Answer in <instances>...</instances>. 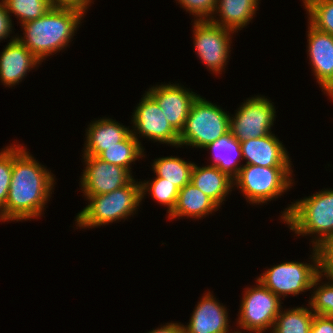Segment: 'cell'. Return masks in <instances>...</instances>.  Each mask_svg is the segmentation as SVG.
<instances>
[{
	"label": "cell",
	"instance_id": "4316f807",
	"mask_svg": "<svg viewBox=\"0 0 333 333\" xmlns=\"http://www.w3.org/2000/svg\"><path fill=\"white\" fill-rule=\"evenodd\" d=\"M7 12L15 14L21 25L42 17L53 6L49 0H3Z\"/></svg>",
	"mask_w": 333,
	"mask_h": 333
},
{
	"label": "cell",
	"instance_id": "4fadbf2b",
	"mask_svg": "<svg viewBox=\"0 0 333 333\" xmlns=\"http://www.w3.org/2000/svg\"><path fill=\"white\" fill-rule=\"evenodd\" d=\"M169 84L151 87L147 92L157 101L173 129L180 134L198 95L179 84Z\"/></svg>",
	"mask_w": 333,
	"mask_h": 333
},
{
	"label": "cell",
	"instance_id": "f546056e",
	"mask_svg": "<svg viewBox=\"0 0 333 333\" xmlns=\"http://www.w3.org/2000/svg\"><path fill=\"white\" fill-rule=\"evenodd\" d=\"M6 149V150H5ZM13 146L0 152V212L4 209L12 179Z\"/></svg>",
	"mask_w": 333,
	"mask_h": 333
},
{
	"label": "cell",
	"instance_id": "9a60e30c",
	"mask_svg": "<svg viewBox=\"0 0 333 333\" xmlns=\"http://www.w3.org/2000/svg\"><path fill=\"white\" fill-rule=\"evenodd\" d=\"M244 165L261 167H292L289 154L274 134L247 139L240 142Z\"/></svg>",
	"mask_w": 333,
	"mask_h": 333
},
{
	"label": "cell",
	"instance_id": "d6a6232c",
	"mask_svg": "<svg viewBox=\"0 0 333 333\" xmlns=\"http://www.w3.org/2000/svg\"><path fill=\"white\" fill-rule=\"evenodd\" d=\"M309 333H333V317L314 314Z\"/></svg>",
	"mask_w": 333,
	"mask_h": 333
},
{
	"label": "cell",
	"instance_id": "3957f363",
	"mask_svg": "<svg viewBox=\"0 0 333 333\" xmlns=\"http://www.w3.org/2000/svg\"><path fill=\"white\" fill-rule=\"evenodd\" d=\"M308 197L285 208L281 218L295 234H316L312 241L316 248L333 235V190H321Z\"/></svg>",
	"mask_w": 333,
	"mask_h": 333
},
{
	"label": "cell",
	"instance_id": "ac0fdd59",
	"mask_svg": "<svg viewBox=\"0 0 333 333\" xmlns=\"http://www.w3.org/2000/svg\"><path fill=\"white\" fill-rule=\"evenodd\" d=\"M131 130L110 118L93 121L86 131V143L83 155L98 157L109 147L123 141Z\"/></svg>",
	"mask_w": 333,
	"mask_h": 333
},
{
	"label": "cell",
	"instance_id": "52a82bcc",
	"mask_svg": "<svg viewBox=\"0 0 333 333\" xmlns=\"http://www.w3.org/2000/svg\"><path fill=\"white\" fill-rule=\"evenodd\" d=\"M312 255L314 265L296 261L284 262L268 269L257 280L279 298L288 294L298 295L312 287L315 289L323 275L319 272L317 248L313 247Z\"/></svg>",
	"mask_w": 333,
	"mask_h": 333
},
{
	"label": "cell",
	"instance_id": "8992f818",
	"mask_svg": "<svg viewBox=\"0 0 333 333\" xmlns=\"http://www.w3.org/2000/svg\"><path fill=\"white\" fill-rule=\"evenodd\" d=\"M291 175V167L242 165L233 182L248 199L247 202L259 205L278 198L291 188Z\"/></svg>",
	"mask_w": 333,
	"mask_h": 333
},
{
	"label": "cell",
	"instance_id": "d590c367",
	"mask_svg": "<svg viewBox=\"0 0 333 333\" xmlns=\"http://www.w3.org/2000/svg\"><path fill=\"white\" fill-rule=\"evenodd\" d=\"M183 326L184 325L179 323H167L166 325L155 330L153 329L148 333H183Z\"/></svg>",
	"mask_w": 333,
	"mask_h": 333
},
{
	"label": "cell",
	"instance_id": "5bb4252c",
	"mask_svg": "<svg viewBox=\"0 0 333 333\" xmlns=\"http://www.w3.org/2000/svg\"><path fill=\"white\" fill-rule=\"evenodd\" d=\"M308 26L310 65L320 87L333 98V35Z\"/></svg>",
	"mask_w": 333,
	"mask_h": 333
},
{
	"label": "cell",
	"instance_id": "44dd1931",
	"mask_svg": "<svg viewBox=\"0 0 333 333\" xmlns=\"http://www.w3.org/2000/svg\"><path fill=\"white\" fill-rule=\"evenodd\" d=\"M259 0H216V12L221 20L214 17L212 23L238 32L247 26L257 11Z\"/></svg>",
	"mask_w": 333,
	"mask_h": 333
},
{
	"label": "cell",
	"instance_id": "5b68a950",
	"mask_svg": "<svg viewBox=\"0 0 333 333\" xmlns=\"http://www.w3.org/2000/svg\"><path fill=\"white\" fill-rule=\"evenodd\" d=\"M229 125L230 115L227 112L198 95L179 134V147L204 148L228 133Z\"/></svg>",
	"mask_w": 333,
	"mask_h": 333
},
{
	"label": "cell",
	"instance_id": "8d00e7d4",
	"mask_svg": "<svg viewBox=\"0 0 333 333\" xmlns=\"http://www.w3.org/2000/svg\"><path fill=\"white\" fill-rule=\"evenodd\" d=\"M232 333H242V331L240 332V331H234V332H232Z\"/></svg>",
	"mask_w": 333,
	"mask_h": 333
},
{
	"label": "cell",
	"instance_id": "d6986e66",
	"mask_svg": "<svg viewBox=\"0 0 333 333\" xmlns=\"http://www.w3.org/2000/svg\"><path fill=\"white\" fill-rule=\"evenodd\" d=\"M191 183L213 200L219 207L234 187L233 179L216 166L198 167L194 164Z\"/></svg>",
	"mask_w": 333,
	"mask_h": 333
},
{
	"label": "cell",
	"instance_id": "603a6c76",
	"mask_svg": "<svg viewBox=\"0 0 333 333\" xmlns=\"http://www.w3.org/2000/svg\"><path fill=\"white\" fill-rule=\"evenodd\" d=\"M195 163L186 162L179 157H162L154 160L152 169L156 177L172 183L179 189L191 182V172Z\"/></svg>",
	"mask_w": 333,
	"mask_h": 333
},
{
	"label": "cell",
	"instance_id": "2e32d148",
	"mask_svg": "<svg viewBox=\"0 0 333 333\" xmlns=\"http://www.w3.org/2000/svg\"><path fill=\"white\" fill-rule=\"evenodd\" d=\"M215 299L210 291L201 298L183 333H231L227 309Z\"/></svg>",
	"mask_w": 333,
	"mask_h": 333
},
{
	"label": "cell",
	"instance_id": "f1b7e54d",
	"mask_svg": "<svg viewBox=\"0 0 333 333\" xmlns=\"http://www.w3.org/2000/svg\"><path fill=\"white\" fill-rule=\"evenodd\" d=\"M319 285L311 296L309 305L314 314L333 317V279Z\"/></svg>",
	"mask_w": 333,
	"mask_h": 333
},
{
	"label": "cell",
	"instance_id": "7402d4cb",
	"mask_svg": "<svg viewBox=\"0 0 333 333\" xmlns=\"http://www.w3.org/2000/svg\"><path fill=\"white\" fill-rule=\"evenodd\" d=\"M203 149H209L213 152L212 158H214V163L212 162L211 166H216L232 179L238 175L242 168L238 164L241 161L239 159H242L241 146L240 141L230 131Z\"/></svg>",
	"mask_w": 333,
	"mask_h": 333
},
{
	"label": "cell",
	"instance_id": "836d02e7",
	"mask_svg": "<svg viewBox=\"0 0 333 333\" xmlns=\"http://www.w3.org/2000/svg\"><path fill=\"white\" fill-rule=\"evenodd\" d=\"M4 1L0 2V40L6 39L12 31V20Z\"/></svg>",
	"mask_w": 333,
	"mask_h": 333
},
{
	"label": "cell",
	"instance_id": "e0dca14e",
	"mask_svg": "<svg viewBox=\"0 0 333 333\" xmlns=\"http://www.w3.org/2000/svg\"><path fill=\"white\" fill-rule=\"evenodd\" d=\"M41 61L17 37L8 42L0 55V80L6 86L19 84Z\"/></svg>",
	"mask_w": 333,
	"mask_h": 333
},
{
	"label": "cell",
	"instance_id": "83f0119b",
	"mask_svg": "<svg viewBox=\"0 0 333 333\" xmlns=\"http://www.w3.org/2000/svg\"><path fill=\"white\" fill-rule=\"evenodd\" d=\"M141 191L142 199L146 194L145 192L149 191V194H151L155 200L162 205H166L168 214H170L175 207L180 189L172 183L164 181L163 178L156 177L154 181H150V183L149 181L146 183L141 182Z\"/></svg>",
	"mask_w": 333,
	"mask_h": 333
},
{
	"label": "cell",
	"instance_id": "cb8c5ba5",
	"mask_svg": "<svg viewBox=\"0 0 333 333\" xmlns=\"http://www.w3.org/2000/svg\"><path fill=\"white\" fill-rule=\"evenodd\" d=\"M141 145L140 140L130 133L123 141L103 151L98 158L110 164L121 166L131 173L130 164L144 157V149Z\"/></svg>",
	"mask_w": 333,
	"mask_h": 333
},
{
	"label": "cell",
	"instance_id": "8fae6325",
	"mask_svg": "<svg viewBox=\"0 0 333 333\" xmlns=\"http://www.w3.org/2000/svg\"><path fill=\"white\" fill-rule=\"evenodd\" d=\"M132 119L136 132L131 129V133L136 139L139 132V135L155 142L179 146V134L170 125L157 101L147 91L137 105Z\"/></svg>",
	"mask_w": 333,
	"mask_h": 333
},
{
	"label": "cell",
	"instance_id": "ffe728a7",
	"mask_svg": "<svg viewBox=\"0 0 333 333\" xmlns=\"http://www.w3.org/2000/svg\"><path fill=\"white\" fill-rule=\"evenodd\" d=\"M219 206L191 182L180 189L173 211L168 218H202L212 214Z\"/></svg>",
	"mask_w": 333,
	"mask_h": 333
},
{
	"label": "cell",
	"instance_id": "9c48e42d",
	"mask_svg": "<svg viewBox=\"0 0 333 333\" xmlns=\"http://www.w3.org/2000/svg\"><path fill=\"white\" fill-rule=\"evenodd\" d=\"M272 104L264 96L248 98L238 108L234 118L230 116L231 134L240 142L271 134V126L276 116Z\"/></svg>",
	"mask_w": 333,
	"mask_h": 333
},
{
	"label": "cell",
	"instance_id": "7c38bea8",
	"mask_svg": "<svg viewBox=\"0 0 333 333\" xmlns=\"http://www.w3.org/2000/svg\"><path fill=\"white\" fill-rule=\"evenodd\" d=\"M86 167L81 178L84 196L102 195L127 185L131 173L118 165L102 161L96 156L83 155Z\"/></svg>",
	"mask_w": 333,
	"mask_h": 333
},
{
	"label": "cell",
	"instance_id": "6da1fadb",
	"mask_svg": "<svg viewBox=\"0 0 333 333\" xmlns=\"http://www.w3.org/2000/svg\"><path fill=\"white\" fill-rule=\"evenodd\" d=\"M54 187V177L22 145L13 146L12 179L0 221L39 217Z\"/></svg>",
	"mask_w": 333,
	"mask_h": 333
},
{
	"label": "cell",
	"instance_id": "484cf974",
	"mask_svg": "<svg viewBox=\"0 0 333 333\" xmlns=\"http://www.w3.org/2000/svg\"><path fill=\"white\" fill-rule=\"evenodd\" d=\"M315 29L333 35V0H302Z\"/></svg>",
	"mask_w": 333,
	"mask_h": 333
},
{
	"label": "cell",
	"instance_id": "e575fe53",
	"mask_svg": "<svg viewBox=\"0 0 333 333\" xmlns=\"http://www.w3.org/2000/svg\"><path fill=\"white\" fill-rule=\"evenodd\" d=\"M53 7L73 8L86 13L91 0H49Z\"/></svg>",
	"mask_w": 333,
	"mask_h": 333
},
{
	"label": "cell",
	"instance_id": "1f68e13d",
	"mask_svg": "<svg viewBox=\"0 0 333 333\" xmlns=\"http://www.w3.org/2000/svg\"><path fill=\"white\" fill-rule=\"evenodd\" d=\"M316 248L319 256L320 274L333 279V235L326 238Z\"/></svg>",
	"mask_w": 333,
	"mask_h": 333
},
{
	"label": "cell",
	"instance_id": "ba28073f",
	"mask_svg": "<svg viewBox=\"0 0 333 333\" xmlns=\"http://www.w3.org/2000/svg\"><path fill=\"white\" fill-rule=\"evenodd\" d=\"M257 283V287L244 291L237 325L247 332L262 333L274 326L281 310V299L259 280Z\"/></svg>",
	"mask_w": 333,
	"mask_h": 333
},
{
	"label": "cell",
	"instance_id": "30bf717a",
	"mask_svg": "<svg viewBox=\"0 0 333 333\" xmlns=\"http://www.w3.org/2000/svg\"><path fill=\"white\" fill-rule=\"evenodd\" d=\"M194 47L202 62L213 73L222 72L230 53V34L234 31L210 20L194 21Z\"/></svg>",
	"mask_w": 333,
	"mask_h": 333
},
{
	"label": "cell",
	"instance_id": "7a4b0ae2",
	"mask_svg": "<svg viewBox=\"0 0 333 333\" xmlns=\"http://www.w3.org/2000/svg\"><path fill=\"white\" fill-rule=\"evenodd\" d=\"M83 15L73 8L52 7L42 17L22 24L25 35L17 39L42 61L68 46Z\"/></svg>",
	"mask_w": 333,
	"mask_h": 333
},
{
	"label": "cell",
	"instance_id": "4dcf8cb0",
	"mask_svg": "<svg viewBox=\"0 0 333 333\" xmlns=\"http://www.w3.org/2000/svg\"><path fill=\"white\" fill-rule=\"evenodd\" d=\"M180 5L194 15L197 21L211 20L216 13V0H177Z\"/></svg>",
	"mask_w": 333,
	"mask_h": 333
},
{
	"label": "cell",
	"instance_id": "d4e9b609",
	"mask_svg": "<svg viewBox=\"0 0 333 333\" xmlns=\"http://www.w3.org/2000/svg\"><path fill=\"white\" fill-rule=\"evenodd\" d=\"M310 308L296 307L278 314L272 333H309L314 317Z\"/></svg>",
	"mask_w": 333,
	"mask_h": 333
},
{
	"label": "cell",
	"instance_id": "277c9868",
	"mask_svg": "<svg viewBox=\"0 0 333 333\" xmlns=\"http://www.w3.org/2000/svg\"><path fill=\"white\" fill-rule=\"evenodd\" d=\"M134 180L106 194L85 196L90 204L78 213L76 226L94 228L131 216L142 201L141 182Z\"/></svg>",
	"mask_w": 333,
	"mask_h": 333
}]
</instances>
